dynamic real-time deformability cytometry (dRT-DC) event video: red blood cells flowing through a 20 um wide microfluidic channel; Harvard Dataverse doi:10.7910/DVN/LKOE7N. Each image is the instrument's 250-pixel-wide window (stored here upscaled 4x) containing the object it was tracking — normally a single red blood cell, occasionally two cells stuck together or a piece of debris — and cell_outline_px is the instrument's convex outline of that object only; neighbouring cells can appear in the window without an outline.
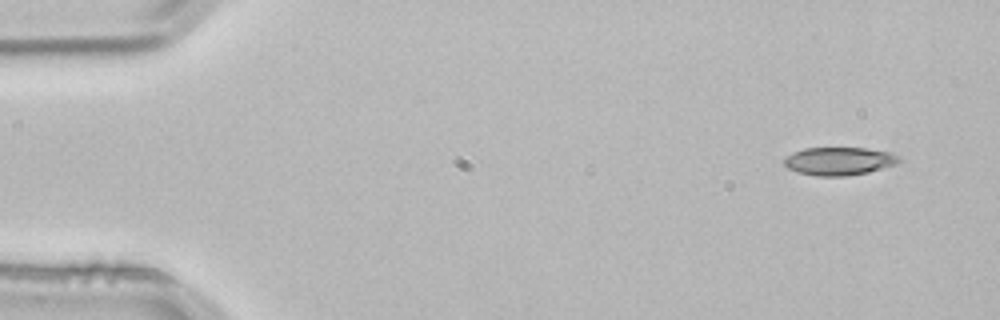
{"species": "common noctule bat (a hibernating species)", "species_latin": "Nyctalus noctula", "temperature_condition": "room temperature", "stored_images_in_passage": 4, "segment_of_instrument_passage": [1, 2], "camera_frame_rate_fps": 3000, "um_per_image_px": 0.085, "animal": {"sex": "male", "body_mass_g": 21.5, "forearm_length_mm": 52.0}, "frame": {"image": 1, "passage_image": 1, "time_ms": 0.0, "image_size_px": [1000, 320], "cell_outline_px": [[900, 160], [896, 164], [884, 168], [868, 172], [848, 176], [816, 176], [800, 172], [788, 168], [784, 164], [784, 160], [788, 156], [804, 148], [868, 148], [892, 152]], "centroid_in_image_um": [71.36, 13.7], "position_along_channel_um": 13.6, "area_um2": 18.61}}
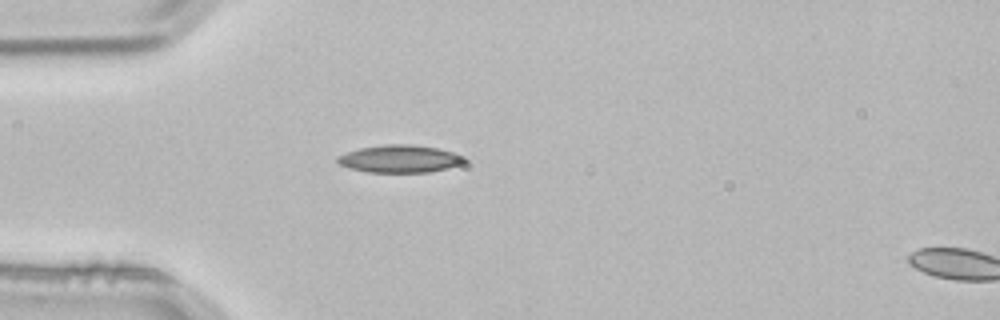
{"frame": {"image": 2, "passage_image": 3, "time_ms": 0.667, "image_size_px": [1000, 320], "cell_outline_px": [[468, 160], [460, 164], [448, 168], [428, 172], [368, 172], [348, 168], [340, 164], [336, 160], [336, 156], [360, 148], [388, 144], [412, 144], [436, 148], [468, 156]], "centroid_in_image_um": [34.01, 13.5], "position_along_channel_um": 51.0, "area_um2": 20.4}}